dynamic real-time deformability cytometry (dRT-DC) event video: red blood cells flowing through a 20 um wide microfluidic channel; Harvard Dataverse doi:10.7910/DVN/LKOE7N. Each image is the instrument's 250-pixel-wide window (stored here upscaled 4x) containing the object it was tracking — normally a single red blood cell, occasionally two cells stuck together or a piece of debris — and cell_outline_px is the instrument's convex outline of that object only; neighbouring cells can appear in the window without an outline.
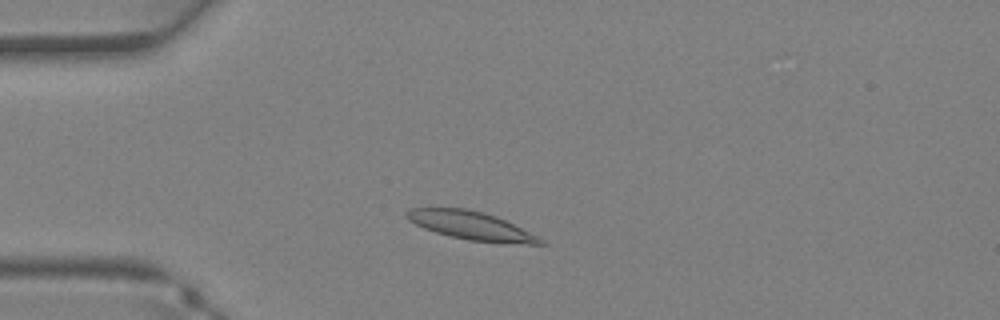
{"species": "Egyptian fruit bat (a non-hibernating species)", "species_latin": "Rousettus aegyptiacus", "temperature_condition": "warm", "stored_images_in_passage": 29, "camera_frame_rate_fps": 3000, "um_per_image_px": 0.085, "animal": {"sex": "female"}, "frame": {"image": 1, "passage_image": 2, "time_ms": 0.333, "image_size_px": [1000, 320], "cell_outline_px": [[548, 244], [504, 244], [468, 240], [436, 232], [424, 228], [408, 220], [404, 216], [404, 212], [412, 208], [468, 208], [484, 212], [496, 216], [544, 240]], "centroid_in_image_um": [40.03, 19.18], "position_along_channel_um": 45.0, "area_um2": 22.02}}
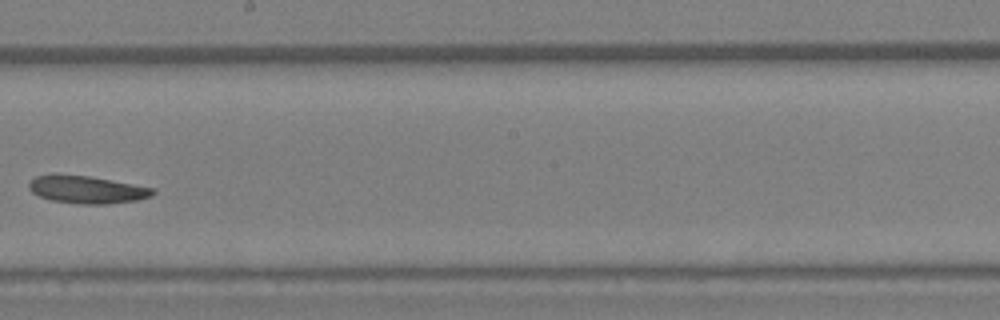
{"frame": {"image": 2, "passage_image": 14, "time_ms": 4.333, "image_size_px": [1000, 320], "cell_outline_px": [[156, 192], [152, 196], [136, 200], [108, 204], [76, 204], [52, 200], [40, 196], [32, 192], [28, 188], [28, 184], [36, 176], [52, 172], [56, 172], [88, 176], [156, 188]], "centroid_in_image_um": [7.36, 16.09], "position_along_channel_um": 240.8, "area_um2": 20.29}}
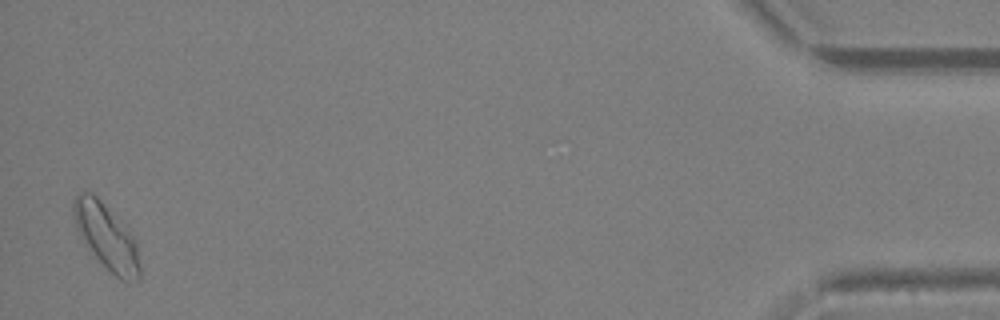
{"frame": {"image": 3, "passage_image": 29, "time_ms": 9.333, "image_size_px": [1000, 320], "cell_outline_px": [[140, 280], [128, 284], [120, 280], [84, 244], [76, 228], [72, 208], [72, 204], [76, 196], [80, 192], [92, 192], [100, 200], [136, 240], [140, 264]], "centroid_in_image_um": [9.06, 20.17], "position_along_channel_um": 426.1, "area_um2": 24.97}}